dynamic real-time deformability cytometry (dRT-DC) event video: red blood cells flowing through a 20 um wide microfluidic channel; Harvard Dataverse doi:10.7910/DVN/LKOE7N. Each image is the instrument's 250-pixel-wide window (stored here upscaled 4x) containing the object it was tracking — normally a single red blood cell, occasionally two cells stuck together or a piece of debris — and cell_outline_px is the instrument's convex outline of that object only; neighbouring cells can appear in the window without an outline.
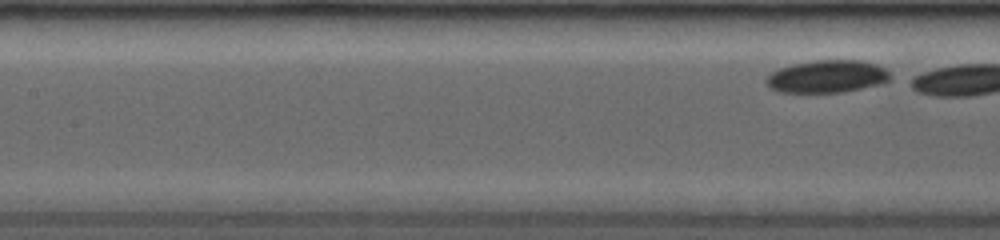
{"species": "common noctule bat (a hibernating species)", "species_latin": "Nyctalus noctula", "temperature_condition": "room temperature", "stored_images_in_passage": 8, "segment_of_instrument_passage": [2, 2], "camera_frame_rate_fps": 3500, "um_per_image_px": 0.085, "animal": {"sex": "female", "body_mass_g": 19.0, "forearm_length_mm": 53.3}, "frame": {"image": 1, "passage_image": 8, "time_ms": 4.286, "image_size_px": [1000, 240], "cell_outline_px": [[896, 76], [880, 84], [840, 92], [776, 92], [764, 80], [772, 72], [780, 68], [792, 64], [816, 60], [864, 60], [876, 64], [884, 68]], "centroid_in_image_um": [70.34, 6.49], "position_along_channel_um": 137.1, "area_um2": 23.52}}